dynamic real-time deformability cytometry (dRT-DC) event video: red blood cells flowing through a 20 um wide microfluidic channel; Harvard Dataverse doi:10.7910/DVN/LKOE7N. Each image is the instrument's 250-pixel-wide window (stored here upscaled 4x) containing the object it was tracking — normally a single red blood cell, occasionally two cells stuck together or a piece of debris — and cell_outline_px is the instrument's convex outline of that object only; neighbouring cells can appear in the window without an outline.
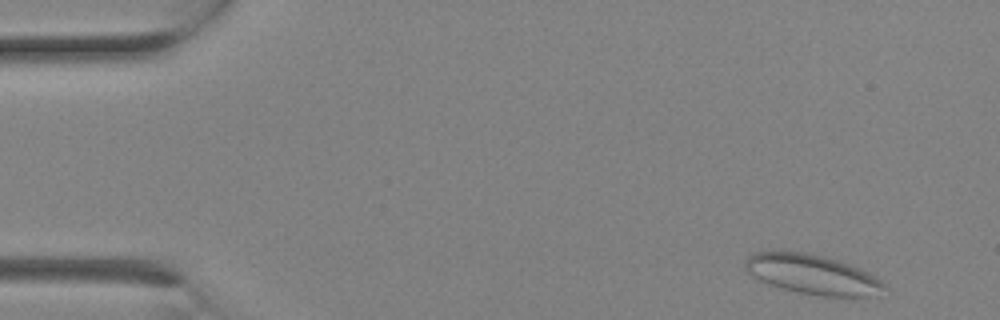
{"species": "Egyptian fruit bat (a non-hibernating species)", "species_latin": "Rousettus aegyptiacus", "temperature_condition": "room temperature", "stored_images_in_passage": 3, "camera_frame_rate_fps": 3000, "um_per_image_px": 0.085, "animal": {"sex": "female"}, "frame": {"image": 1, "passage_image": 1, "time_ms": 0.0, "image_size_px": [1000, 320], "cell_outline_px": [[888, 288], [868, 296], [824, 296], [796, 292], [780, 288], [768, 284], [752, 276], [744, 268], [744, 260], [748, 256], [756, 252], [768, 248], [780, 248], [808, 252], [824, 256], [860, 268], [868, 272], [880, 280]], "centroid_in_image_um": [68.93, 23.26], "position_along_channel_um": 16.1, "area_um2": 32.83}}